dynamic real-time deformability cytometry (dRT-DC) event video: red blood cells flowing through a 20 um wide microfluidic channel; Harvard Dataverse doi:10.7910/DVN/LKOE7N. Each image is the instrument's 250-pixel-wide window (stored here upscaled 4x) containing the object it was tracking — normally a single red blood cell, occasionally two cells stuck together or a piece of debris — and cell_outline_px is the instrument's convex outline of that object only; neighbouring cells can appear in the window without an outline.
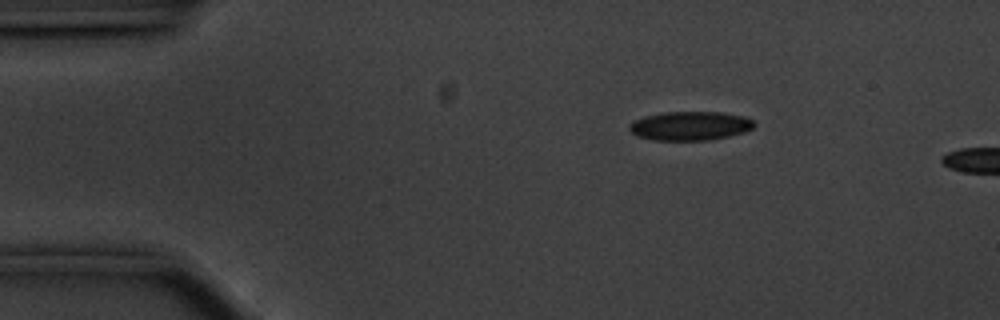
{"species": "common noctule bat (a hibernating species)", "species_latin": "Nyctalus noctula", "temperature_condition": "cold", "stored_images_in_passage": 5, "camera_frame_rate_fps": 3000, "um_per_image_px": 0.085, "animal": {"sex": "male", "body_mass_g": 20.1, "forearm_length_mm": 53.5}, "frame": {"image": 1, "passage_image": 1, "time_ms": 0.0, "image_size_px": [1000, 320], "cell_outline_px": [[756, 124], [752, 128], [744, 132], [728, 136], [708, 140], [652, 140], [636, 136], [628, 128], [636, 120], [648, 116], [664, 112], [720, 112], [744, 116], [752, 120]], "centroid_in_image_um": [58.68, 10.7], "position_along_channel_um": 26.3, "area_um2": 20.81}}